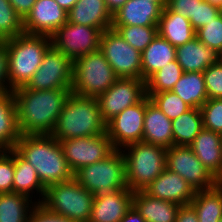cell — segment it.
Returning <instances> with one entry per match:
<instances>
[{"mask_svg": "<svg viewBox=\"0 0 222 222\" xmlns=\"http://www.w3.org/2000/svg\"><path fill=\"white\" fill-rule=\"evenodd\" d=\"M132 205L146 222H175L180 205L150 197L144 191H135Z\"/></svg>", "mask_w": 222, "mask_h": 222, "instance_id": "cb8c5ba5", "label": "cell"}, {"mask_svg": "<svg viewBox=\"0 0 222 222\" xmlns=\"http://www.w3.org/2000/svg\"><path fill=\"white\" fill-rule=\"evenodd\" d=\"M73 61L51 46L43 56L42 63L25 85L30 90L71 89Z\"/></svg>", "mask_w": 222, "mask_h": 222, "instance_id": "30bf717a", "label": "cell"}, {"mask_svg": "<svg viewBox=\"0 0 222 222\" xmlns=\"http://www.w3.org/2000/svg\"><path fill=\"white\" fill-rule=\"evenodd\" d=\"M189 146L212 176L222 182L221 133L203 128Z\"/></svg>", "mask_w": 222, "mask_h": 222, "instance_id": "ffe728a7", "label": "cell"}, {"mask_svg": "<svg viewBox=\"0 0 222 222\" xmlns=\"http://www.w3.org/2000/svg\"><path fill=\"white\" fill-rule=\"evenodd\" d=\"M113 16L104 0H79L67 13V21L76 25L111 29Z\"/></svg>", "mask_w": 222, "mask_h": 222, "instance_id": "44dd1931", "label": "cell"}, {"mask_svg": "<svg viewBox=\"0 0 222 222\" xmlns=\"http://www.w3.org/2000/svg\"><path fill=\"white\" fill-rule=\"evenodd\" d=\"M73 178L94 196L115 190L129 189L125 160L116 149L104 160L87 165L73 174Z\"/></svg>", "mask_w": 222, "mask_h": 222, "instance_id": "ba28073f", "label": "cell"}, {"mask_svg": "<svg viewBox=\"0 0 222 222\" xmlns=\"http://www.w3.org/2000/svg\"><path fill=\"white\" fill-rule=\"evenodd\" d=\"M221 14L220 8L203 0L197 5L195 18H189L195 32Z\"/></svg>", "mask_w": 222, "mask_h": 222, "instance_id": "60d3db41", "label": "cell"}, {"mask_svg": "<svg viewBox=\"0 0 222 222\" xmlns=\"http://www.w3.org/2000/svg\"><path fill=\"white\" fill-rule=\"evenodd\" d=\"M61 8L69 11L79 0H55Z\"/></svg>", "mask_w": 222, "mask_h": 222, "instance_id": "681fc988", "label": "cell"}, {"mask_svg": "<svg viewBox=\"0 0 222 222\" xmlns=\"http://www.w3.org/2000/svg\"><path fill=\"white\" fill-rule=\"evenodd\" d=\"M8 52L9 90L25 86L52 46L51 37L23 33L4 41Z\"/></svg>", "mask_w": 222, "mask_h": 222, "instance_id": "277c9868", "label": "cell"}, {"mask_svg": "<svg viewBox=\"0 0 222 222\" xmlns=\"http://www.w3.org/2000/svg\"><path fill=\"white\" fill-rule=\"evenodd\" d=\"M67 13L55 0H36L23 19L24 33L51 37L67 22Z\"/></svg>", "mask_w": 222, "mask_h": 222, "instance_id": "2e32d148", "label": "cell"}, {"mask_svg": "<svg viewBox=\"0 0 222 222\" xmlns=\"http://www.w3.org/2000/svg\"><path fill=\"white\" fill-rule=\"evenodd\" d=\"M200 109L203 128L222 133V99H208Z\"/></svg>", "mask_w": 222, "mask_h": 222, "instance_id": "74e56055", "label": "cell"}, {"mask_svg": "<svg viewBox=\"0 0 222 222\" xmlns=\"http://www.w3.org/2000/svg\"><path fill=\"white\" fill-rule=\"evenodd\" d=\"M24 33L23 19L9 0H0V41L13 39Z\"/></svg>", "mask_w": 222, "mask_h": 222, "instance_id": "e575fe53", "label": "cell"}, {"mask_svg": "<svg viewBox=\"0 0 222 222\" xmlns=\"http://www.w3.org/2000/svg\"><path fill=\"white\" fill-rule=\"evenodd\" d=\"M94 195L74 178L46 188L41 205L48 211L76 222H88Z\"/></svg>", "mask_w": 222, "mask_h": 222, "instance_id": "8992f818", "label": "cell"}, {"mask_svg": "<svg viewBox=\"0 0 222 222\" xmlns=\"http://www.w3.org/2000/svg\"><path fill=\"white\" fill-rule=\"evenodd\" d=\"M46 188L38 178L34 167L14 150L13 192L27 196L32 200L34 192L39 196L36 204H41ZM31 193V194H30Z\"/></svg>", "mask_w": 222, "mask_h": 222, "instance_id": "83f0119b", "label": "cell"}, {"mask_svg": "<svg viewBox=\"0 0 222 222\" xmlns=\"http://www.w3.org/2000/svg\"><path fill=\"white\" fill-rule=\"evenodd\" d=\"M203 0H166V6L186 18H195L197 5Z\"/></svg>", "mask_w": 222, "mask_h": 222, "instance_id": "b9f144b4", "label": "cell"}, {"mask_svg": "<svg viewBox=\"0 0 222 222\" xmlns=\"http://www.w3.org/2000/svg\"><path fill=\"white\" fill-rule=\"evenodd\" d=\"M142 80L176 60V47L157 34L154 40L141 53Z\"/></svg>", "mask_w": 222, "mask_h": 222, "instance_id": "4316f807", "label": "cell"}, {"mask_svg": "<svg viewBox=\"0 0 222 222\" xmlns=\"http://www.w3.org/2000/svg\"><path fill=\"white\" fill-rule=\"evenodd\" d=\"M171 91L191 108H200L208 100L202 72H183Z\"/></svg>", "mask_w": 222, "mask_h": 222, "instance_id": "f1b7e54d", "label": "cell"}, {"mask_svg": "<svg viewBox=\"0 0 222 222\" xmlns=\"http://www.w3.org/2000/svg\"><path fill=\"white\" fill-rule=\"evenodd\" d=\"M207 2H209L210 4L217 6L219 8L222 7V0H205Z\"/></svg>", "mask_w": 222, "mask_h": 222, "instance_id": "f907efd6", "label": "cell"}, {"mask_svg": "<svg viewBox=\"0 0 222 222\" xmlns=\"http://www.w3.org/2000/svg\"><path fill=\"white\" fill-rule=\"evenodd\" d=\"M143 191L150 197L170 201L180 206L190 205L196 194L185 179L167 168Z\"/></svg>", "mask_w": 222, "mask_h": 222, "instance_id": "e0dca14e", "label": "cell"}, {"mask_svg": "<svg viewBox=\"0 0 222 222\" xmlns=\"http://www.w3.org/2000/svg\"><path fill=\"white\" fill-rule=\"evenodd\" d=\"M117 79L104 54L98 50L73 61L71 92L79 96L97 98Z\"/></svg>", "mask_w": 222, "mask_h": 222, "instance_id": "52a82bcc", "label": "cell"}, {"mask_svg": "<svg viewBox=\"0 0 222 222\" xmlns=\"http://www.w3.org/2000/svg\"><path fill=\"white\" fill-rule=\"evenodd\" d=\"M105 4L113 16L128 0H104Z\"/></svg>", "mask_w": 222, "mask_h": 222, "instance_id": "c3c4849f", "label": "cell"}, {"mask_svg": "<svg viewBox=\"0 0 222 222\" xmlns=\"http://www.w3.org/2000/svg\"><path fill=\"white\" fill-rule=\"evenodd\" d=\"M146 96V81L140 78H118L96 99L101 117L107 123L126 108L141 102Z\"/></svg>", "mask_w": 222, "mask_h": 222, "instance_id": "7c38bea8", "label": "cell"}, {"mask_svg": "<svg viewBox=\"0 0 222 222\" xmlns=\"http://www.w3.org/2000/svg\"><path fill=\"white\" fill-rule=\"evenodd\" d=\"M21 135L51 134L71 89L30 90L25 86L12 90Z\"/></svg>", "mask_w": 222, "mask_h": 222, "instance_id": "6da1fadb", "label": "cell"}, {"mask_svg": "<svg viewBox=\"0 0 222 222\" xmlns=\"http://www.w3.org/2000/svg\"><path fill=\"white\" fill-rule=\"evenodd\" d=\"M146 94L155 106L158 107L171 121L191 108L172 91Z\"/></svg>", "mask_w": 222, "mask_h": 222, "instance_id": "d590c367", "label": "cell"}, {"mask_svg": "<svg viewBox=\"0 0 222 222\" xmlns=\"http://www.w3.org/2000/svg\"><path fill=\"white\" fill-rule=\"evenodd\" d=\"M203 129V117L200 108H190L181 116L172 120L174 145L189 146Z\"/></svg>", "mask_w": 222, "mask_h": 222, "instance_id": "4dcf8cb0", "label": "cell"}, {"mask_svg": "<svg viewBox=\"0 0 222 222\" xmlns=\"http://www.w3.org/2000/svg\"><path fill=\"white\" fill-rule=\"evenodd\" d=\"M150 98L146 96L141 102L126 108L106 123V134L115 149L141 142L143 139V123L146 104Z\"/></svg>", "mask_w": 222, "mask_h": 222, "instance_id": "9a60e30c", "label": "cell"}, {"mask_svg": "<svg viewBox=\"0 0 222 222\" xmlns=\"http://www.w3.org/2000/svg\"><path fill=\"white\" fill-rule=\"evenodd\" d=\"M196 38L222 56V14L199 28L196 31Z\"/></svg>", "mask_w": 222, "mask_h": 222, "instance_id": "8d00e7d4", "label": "cell"}, {"mask_svg": "<svg viewBox=\"0 0 222 222\" xmlns=\"http://www.w3.org/2000/svg\"><path fill=\"white\" fill-rule=\"evenodd\" d=\"M111 28L116 30L131 47L141 53L158 34L157 26L112 25Z\"/></svg>", "mask_w": 222, "mask_h": 222, "instance_id": "836d02e7", "label": "cell"}, {"mask_svg": "<svg viewBox=\"0 0 222 222\" xmlns=\"http://www.w3.org/2000/svg\"><path fill=\"white\" fill-rule=\"evenodd\" d=\"M166 168L180 175L195 191L208 190L219 183L200 162L190 146L173 145L168 148Z\"/></svg>", "mask_w": 222, "mask_h": 222, "instance_id": "4fadbf2b", "label": "cell"}, {"mask_svg": "<svg viewBox=\"0 0 222 222\" xmlns=\"http://www.w3.org/2000/svg\"><path fill=\"white\" fill-rule=\"evenodd\" d=\"M203 76L208 99H222V58L209 66Z\"/></svg>", "mask_w": 222, "mask_h": 222, "instance_id": "f35d334b", "label": "cell"}, {"mask_svg": "<svg viewBox=\"0 0 222 222\" xmlns=\"http://www.w3.org/2000/svg\"><path fill=\"white\" fill-rule=\"evenodd\" d=\"M102 32L99 28L67 21L51 36L52 46L74 61L99 50Z\"/></svg>", "mask_w": 222, "mask_h": 222, "instance_id": "5bb4252c", "label": "cell"}, {"mask_svg": "<svg viewBox=\"0 0 222 222\" xmlns=\"http://www.w3.org/2000/svg\"><path fill=\"white\" fill-rule=\"evenodd\" d=\"M157 28L158 34L174 47L184 45L196 37L190 20L171 11L167 6L163 8Z\"/></svg>", "mask_w": 222, "mask_h": 222, "instance_id": "d4e9b609", "label": "cell"}, {"mask_svg": "<svg viewBox=\"0 0 222 222\" xmlns=\"http://www.w3.org/2000/svg\"><path fill=\"white\" fill-rule=\"evenodd\" d=\"M15 12L24 19L31 11L36 0H9Z\"/></svg>", "mask_w": 222, "mask_h": 222, "instance_id": "bcb514c9", "label": "cell"}, {"mask_svg": "<svg viewBox=\"0 0 222 222\" xmlns=\"http://www.w3.org/2000/svg\"><path fill=\"white\" fill-rule=\"evenodd\" d=\"M175 222H198V216L191 205L180 206Z\"/></svg>", "mask_w": 222, "mask_h": 222, "instance_id": "f6af8a7d", "label": "cell"}, {"mask_svg": "<svg viewBox=\"0 0 222 222\" xmlns=\"http://www.w3.org/2000/svg\"><path fill=\"white\" fill-rule=\"evenodd\" d=\"M120 222H146L138 210L132 205Z\"/></svg>", "mask_w": 222, "mask_h": 222, "instance_id": "7dc6e473", "label": "cell"}, {"mask_svg": "<svg viewBox=\"0 0 222 222\" xmlns=\"http://www.w3.org/2000/svg\"><path fill=\"white\" fill-rule=\"evenodd\" d=\"M142 141L166 149L174 145L172 121L151 100L146 104Z\"/></svg>", "mask_w": 222, "mask_h": 222, "instance_id": "603a6c76", "label": "cell"}, {"mask_svg": "<svg viewBox=\"0 0 222 222\" xmlns=\"http://www.w3.org/2000/svg\"><path fill=\"white\" fill-rule=\"evenodd\" d=\"M183 74L177 60L156 71L146 80V93L171 91Z\"/></svg>", "mask_w": 222, "mask_h": 222, "instance_id": "d6a6232c", "label": "cell"}, {"mask_svg": "<svg viewBox=\"0 0 222 222\" xmlns=\"http://www.w3.org/2000/svg\"><path fill=\"white\" fill-rule=\"evenodd\" d=\"M166 2L128 0L114 15L112 25L158 26Z\"/></svg>", "mask_w": 222, "mask_h": 222, "instance_id": "d6986e66", "label": "cell"}, {"mask_svg": "<svg viewBox=\"0 0 222 222\" xmlns=\"http://www.w3.org/2000/svg\"><path fill=\"white\" fill-rule=\"evenodd\" d=\"M152 2H166V0H151Z\"/></svg>", "mask_w": 222, "mask_h": 222, "instance_id": "816d5d0a", "label": "cell"}, {"mask_svg": "<svg viewBox=\"0 0 222 222\" xmlns=\"http://www.w3.org/2000/svg\"><path fill=\"white\" fill-rule=\"evenodd\" d=\"M28 222H76L48 211L41 204H36L28 218Z\"/></svg>", "mask_w": 222, "mask_h": 222, "instance_id": "7bdbcfd3", "label": "cell"}, {"mask_svg": "<svg viewBox=\"0 0 222 222\" xmlns=\"http://www.w3.org/2000/svg\"><path fill=\"white\" fill-rule=\"evenodd\" d=\"M99 50L118 78L142 79L141 52L131 47L116 30L102 32Z\"/></svg>", "mask_w": 222, "mask_h": 222, "instance_id": "9c48e42d", "label": "cell"}, {"mask_svg": "<svg viewBox=\"0 0 222 222\" xmlns=\"http://www.w3.org/2000/svg\"><path fill=\"white\" fill-rule=\"evenodd\" d=\"M176 60L183 72H204L218 62L222 56L204 45L198 38H193L184 45L176 47Z\"/></svg>", "mask_w": 222, "mask_h": 222, "instance_id": "7402d4cb", "label": "cell"}, {"mask_svg": "<svg viewBox=\"0 0 222 222\" xmlns=\"http://www.w3.org/2000/svg\"><path fill=\"white\" fill-rule=\"evenodd\" d=\"M190 205L198 216V222H218L222 219V182L215 187L196 191Z\"/></svg>", "mask_w": 222, "mask_h": 222, "instance_id": "f546056e", "label": "cell"}, {"mask_svg": "<svg viewBox=\"0 0 222 222\" xmlns=\"http://www.w3.org/2000/svg\"><path fill=\"white\" fill-rule=\"evenodd\" d=\"M133 193L122 189L96 195L88 222H120L132 206Z\"/></svg>", "mask_w": 222, "mask_h": 222, "instance_id": "ac0fdd59", "label": "cell"}, {"mask_svg": "<svg viewBox=\"0 0 222 222\" xmlns=\"http://www.w3.org/2000/svg\"><path fill=\"white\" fill-rule=\"evenodd\" d=\"M106 132V123L95 97L70 93L51 135L56 140L96 136Z\"/></svg>", "mask_w": 222, "mask_h": 222, "instance_id": "3957f363", "label": "cell"}, {"mask_svg": "<svg viewBox=\"0 0 222 222\" xmlns=\"http://www.w3.org/2000/svg\"><path fill=\"white\" fill-rule=\"evenodd\" d=\"M20 135L13 92L0 93V152L14 149Z\"/></svg>", "mask_w": 222, "mask_h": 222, "instance_id": "484cf974", "label": "cell"}, {"mask_svg": "<svg viewBox=\"0 0 222 222\" xmlns=\"http://www.w3.org/2000/svg\"><path fill=\"white\" fill-rule=\"evenodd\" d=\"M14 149L0 152V193L13 192Z\"/></svg>", "mask_w": 222, "mask_h": 222, "instance_id": "ab89813d", "label": "cell"}, {"mask_svg": "<svg viewBox=\"0 0 222 222\" xmlns=\"http://www.w3.org/2000/svg\"><path fill=\"white\" fill-rule=\"evenodd\" d=\"M7 92H10L8 78V52L4 41H0V93Z\"/></svg>", "mask_w": 222, "mask_h": 222, "instance_id": "ee69618b", "label": "cell"}, {"mask_svg": "<svg viewBox=\"0 0 222 222\" xmlns=\"http://www.w3.org/2000/svg\"><path fill=\"white\" fill-rule=\"evenodd\" d=\"M14 150L34 167L45 188L73 178L61 145L51 134L20 135Z\"/></svg>", "mask_w": 222, "mask_h": 222, "instance_id": "7a4b0ae2", "label": "cell"}, {"mask_svg": "<svg viewBox=\"0 0 222 222\" xmlns=\"http://www.w3.org/2000/svg\"><path fill=\"white\" fill-rule=\"evenodd\" d=\"M59 143L73 174L87 165L104 160L116 150L106 132L96 136L59 140Z\"/></svg>", "mask_w": 222, "mask_h": 222, "instance_id": "8fae6325", "label": "cell"}, {"mask_svg": "<svg viewBox=\"0 0 222 222\" xmlns=\"http://www.w3.org/2000/svg\"><path fill=\"white\" fill-rule=\"evenodd\" d=\"M36 200L18 193H0V222H28Z\"/></svg>", "mask_w": 222, "mask_h": 222, "instance_id": "1f68e13d", "label": "cell"}, {"mask_svg": "<svg viewBox=\"0 0 222 222\" xmlns=\"http://www.w3.org/2000/svg\"><path fill=\"white\" fill-rule=\"evenodd\" d=\"M128 188L143 191L166 169L167 149L162 146L136 142L121 149Z\"/></svg>", "mask_w": 222, "mask_h": 222, "instance_id": "5b68a950", "label": "cell"}]
</instances>
